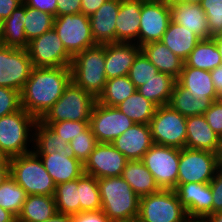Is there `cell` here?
Here are the masks:
<instances>
[{
    "label": "cell",
    "mask_w": 222,
    "mask_h": 222,
    "mask_svg": "<svg viewBox=\"0 0 222 222\" xmlns=\"http://www.w3.org/2000/svg\"><path fill=\"white\" fill-rule=\"evenodd\" d=\"M70 82V67H34L20 92L22 108L39 120L62 96Z\"/></svg>",
    "instance_id": "1"
},
{
    "label": "cell",
    "mask_w": 222,
    "mask_h": 222,
    "mask_svg": "<svg viewBox=\"0 0 222 222\" xmlns=\"http://www.w3.org/2000/svg\"><path fill=\"white\" fill-rule=\"evenodd\" d=\"M102 211L112 222H133L138 217L140 197L121 177L97 179Z\"/></svg>",
    "instance_id": "2"
},
{
    "label": "cell",
    "mask_w": 222,
    "mask_h": 222,
    "mask_svg": "<svg viewBox=\"0 0 222 222\" xmlns=\"http://www.w3.org/2000/svg\"><path fill=\"white\" fill-rule=\"evenodd\" d=\"M71 81L96 99L103 92L105 75V45L96 44L72 58Z\"/></svg>",
    "instance_id": "3"
},
{
    "label": "cell",
    "mask_w": 222,
    "mask_h": 222,
    "mask_svg": "<svg viewBox=\"0 0 222 222\" xmlns=\"http://www.w3.org/2000/svg\"><path fill=\"white\" fill-rule=\"evenodd\" d=\"M36 121L23 108L0 118V148L9 159L33 151Z\"/></svg>",
    "instance_id": "4"
},
{
    "label": "cell",
    "mask_w": 222,
    "mask_h": 222,
    "mask_svg": "<svg viewBox=\"0 0 222 222\" xmlns=\"http://www.w3.org/2000/svg\"><path fill=\"white\" fill-rule=\"evenodd\" d=\"M10 176L27 195L54 196L56 184L34 152L10 158Z\"/></svg>",
    "instance_id": "5"
},
{
    "label": "cell",
    "mask_w": 222,
    "mask_h": 222,
    "mask_svg": "<svg viewBox=\"0 0 222 222\" xmlns=\"http://www.w3.org/2000/svg\"><path fill=\"white\" fill-rule=\"evenodd\" d=\"M97 99L72 81L65 88L57 102L39 119L49 122L90 121L91 111Z\"/></svg>",
    "instance_id": "6"
},
{
    "label": "cell",
    "mask_w": 222,
    "mask_h": 222,
    "mask_svg": "<svg viewBox=\"0 0 222 222\" xmlns=\"http://www.w3.org/2000/svg\"><path fill=\"white\" fill-rule=\"evenodd\" d=\"M137 219L143 222H185L188 216L175 190L160 189L140 198Z\"/></svg>",
    "instance_id": "7"
},
{
    "label": "cell",
    "mask_w": 222,
    "mask_h": 222,
    "mask_svg": "<svg viewBox=\"0 0 222 222\" xmlns=\"http://www.w3.org/2000/svg\"><path fill=\"white\" fill-rule=\"evenodd\" d=\"M186 118L169 105L157 107L149 123L154 144L184 148L187 137Z\"/></svg>",
    "instance_id": "8"
},
{
    "label": "cell",
    "mask_w": 222,
    "mask_h": 222,
    "mask_svg": "<svg viewBox=\"0 0 222 222\" xmlns=\"http://www.w3.org/2000/svg\"><path fill=\"white\" fill-rule=\"evenodd\" d=\"M180 149L153 144L144 154L142 162L152 173L159 189L175 190L178 178Z\"/></svg>",
    "instance_id": "9"
},
{
    "label": "cell",
    "mask_w": 222,
    "mask_h": 222,
    "mask_svg": "<svg viewBox=\"0 0 222 222\" xmlns=\"http://www.w3.org/2000/svg\"><path fill=\"white\" fill-rule=\"evenodd\" d=\"M53 29L72 58L86 48L96 45L89 16L82 13L56 16Z\"/></svg>",
    "instance_id": "10"
},
{
    "label": "cell",
    "mask_w": 222,
    "mask_h": 222,
    "mask_svg": "<svg viewBox=\"0 0 222 222\" xmlns=\"http://www.w3.org/2000/svg\"><path fill=\"white\" fill-rule=\"evenodd\" d=\"M216 171L214 152L187 147L180 149L177 184L210 183Z\"/></svg>",
    "instance_id": "11"
},
{
    "label": "cell",
    "mask_w": 222,
    "mask_h": 222,
    "mask_svg": "<svg viewBox=\"0 0 222 222\" xmlns=\"http://www.w3.org/2000/svg\"><path fill=\"white\" fill-rule=\"evenodd\" d=\"M33 68L27 49L0 44V87L21 92Z\"/></svg>",
    "instance_id": "12"
},
{
    "label": "cell",
    "mask_w": 222,
    "mask_h": 222,
    "mask_svg": "<svg viewBox=\"0 0 222 222\" xmlns=\"http://www.w3.org/2000/svg\"><path fill=\"white\" fill-rule=\"evenodd\" d=\"M135 122L117 107L95 102L90 116L89 126L98 143H111Z\"/></svg>",
    "instance_id": "13"
},
{
    "label": "cell",
    "mask_w": 222,
    "mask_h": 222,
    "mask_svg": "<svg viewBox=\"0 0 222 222\" xmlns=\"http://www.w3.org/2000/svg\"><path fill=\"white\" fill-rule=\"evenodd\" d=\"M26 49L34 67H70L72 62L53 28L30 41Z\"/></svg>",
    "instance_id": "14"
},
{
    "label": "cell",
    "mask_w": 222,
    "mask_h": 222,
    "mask_svg": "<svg viewBox=\"0 0 222 222\" xmlns=\"http://www.w3.org/2000/svg\"><path fill=\"white\" fill-rule=\"evenodd\" d=\"M171 21L170 5L164 0H144L141 5L138 46L160 41Z\"/></svg>",
    "instance_id": "15"
},
{
    "label": "cell",
    "mask_w": 222,
    "mask_h": 222,
    "mask_svg": "<svg viewBox=\"0 0 222 222\" xmlns=\"http://www.w3.org/2000/svg\"><path fill=\"white\" fill-rule=\"evenodd\" d=\"M127 162L111 143H98L84 163V173L96 179L121 176Z\"/></svg>",
    "instance_id": "16"
},
{
    "label": "cell",
    "mask_w": 222,
    "mask_h": 222,
    "mask_svg": "<svg viewBox=\"0 0 222 222\" xmlns=\"http://www.w3.org/2000/svg\"><path fill=\"white\" fill-rule=\"evenodd\" d=\"M175 192L188 218L204 219L212 214V190L209 183L177 184Z\"/></svg>",
    "instance_id": "17"
},
{
    "label": "cell",
    "mask_w": 222,
    "mask_h": 222,
    "mask_svg": "<svg viewBox=\"0 0 222 222\" xmlns=\"http://www.w3.org/2000/svg\"><path fill=\"white\" fill-rule=\"evenodd\" d=\"M37 155L56 185L77 179L84 173V164L75 158L69 143L61 153Z\"/></svg>",
    "instance_id": "18"
},
{
    "label": "cell",
    "mask_w": 222,
    "mask_h": 222,
    "mask_svg": "<svg viewBox=\"0 0 222 222\" xmlns=\"http://www.w3.org/2000/svg\"><path fill=\"white\" fill-rule=\"evenodd\" d=\"M111 144L128 160H142L154 142L149 124L135 123Z\"/></svg>",
    "instance_id": "19"
},
{
    "label": "cell",
    "mask_w": 222,
    "mask_h": 222,
    "mask_svg": "<svg viewBox=\"0 0 222 222\" xmlns=\"http://www.w3.org/2000/svg\"><path fill=\"white\" fill-rule=\"evenodd\" d=\"M121 0H107L89 16L92 37L96 44L116 43V19Z\"/></svg>",
    "instance_id": "20"
},
{
    "label": "cell",
    "mask_w": 222,
    "mask_h": 222,
    "mask_svg": "<svg viewBox=\"0 0 222 222\" xmlns=\"http://www.w3.org/2000/svg\"><path fill=\"white\" fill-rule=\"evenodd\" d=\"M141 47L136 43L105 44V75L110 78L126 76Z\"/></svg>",
    "instance_id": "21"
},
{
    "label": "cell",
    "mask_w": 222,
    "mask_h": 222,
    "mask_svg": "<svg viewBox=\"0 0 222 222\" xmlns=\"http://www.w3.org/2000/svg\"><path fill=\"white\" fill-rule=\"evenodd\" d=\"M144 0H121L116 19V42L138 45L141 5Z\"/></svg>",
    "instance_id": "22"
},
{
    "label": "cell",
    "mask_w": 222,
    "mask_h": 222,
    "mask_svg": "<svg viewBox=\"0 0 222 222\" xmlns=\"http://www.w3.org/2000/svg\"><path fill=\"white\" fill-rule=\"evenodd\" d=\"M171 21L192 31L200 40L209 38L208 21L199 3L170 4Z\"/></svg>",
    "instance_id": "23"
},
{
    "label": "cell",
    "mask_w": 222,
    "mask_h": 222,
    "mask_svg": "<svg viewBox=\"0 0 222 222\" xmlns=\"http://www.w3.org/2000/svg\"><path fill=\"white\" fill-rule=\"evenodd\" d=\"M183 88H186L194 99L217 101V94L210 71L188 67L185 64L176 80Z\"/></svg>",
    "instance_id": "24"
},
{
    "label": "cell",
    "mask_w": 222,
    "mask_h": 222,
    "mask_svg": "<svg viewBox=\"0 0 222 222\" xmlns=\"http://www.w3.org/2000/svg\"><path fill=\"white\" fill-rule=\"evenodd\" d=\"M186 133L185 147L216 152L220 136L212 130L204 115L188 116Z\"/></svg>",
    "instance_id": "25"
},
{
    "label": "cell",
    "mask_w": 222,
    "mask_h": 222,
    "mask_svg": "<svg viewBox=\"0 0 222 222\" xmlns=\"http://www.w3.org/2000/svg\"><path fill=\"white\" fill-rule=\"evenodd\" d=\"M141 47L143 54L159 70L171 77H179L184 61L172 53L161 41L146 43Z\"/></svg>",
    "instance_id": "26"
},
{
    "label": "cell",
    "mask_w": 222,
    "mask_h": 222,
    "mask_svg": "<svg viewBox=\"0 0 222 222\" xmlns=\"http://www.w3.org/2000/svg\"><path fill=\"white\" fill-rule=\"evenodd\" d=\"M160 41L172 53L185 61L200 39L184 26L170 21Z\"/></svg>",
    "instance_id": "27"
},
{
    "label": "cell",
    "mask_w": 222,
    "mask_h": 222,
    "mask_svg": "<svg viewBox=\"0 0 222 222\" xmlns=\"http://www.w3.org/2000/svg\"><path fill=\"white\" fill-rule=\"evenodd\" d=\"M121 177L140 198L160 190L142 160H128Z\"/></svg>",
    "instance_id": "28"
},
{
    "label": "cell",
    "mask_w": 222,
    "mask_h": 222,
    "mask_svg": "<svg viewBox=\"0 0 222 222\" xmlns=\"http://www.w3.org/2000/svg\"><path fill=\"white\" fill-rule=\"evenodd\" d=\"M56 212L54 196L27 195L16 222H44Z\"/></svg>",
    "instance_id": "29"
},
{
    "label": "cell",
    "mask_w": 222,
    "mask_h": 222,
    "mask_svg": "<svg viewBox=\"0 0 222 222\" xmlns=\"http://www.w3.org/2000/svg\"><path fill=\"white\" fill-rule=\"evenodd\" d=\"M24 18L25 4L22 3L4 20L0 38L1 45L14 48H27L29 42L25 35Z\"/></svg>",
    "instance_id": "30"
},
{
    "label": "cell",
    "mask_w": 222,
    "mask_h": 222,
    "mask_svg": "<svg viewBox=\"0 0 222 222\" xmlns=\"http://www.w3.org/2000/svg\"><path fill=\"white\" fill-rule=\"evenodd\" d=\"M184 64L188 67L212 71L222 65L220 52L214 39L200 40L193 51L188 55Z\"/></svg>",
    "instance_id": "31"
},
{
    "label": "cell",
    "mask_w": 222,
    "mask_h": 222,
    "mask_svg": "<svg viewBox=\"0 0 222 222\" xmlns=\"http://www.w3.org/2000/svg\"><path fill=\"white\" fill-rule=\"evenodd\" d=\"M176 79L163 72L157 73L146 84L137 88V91L157 107L168 105Z\"/></svg>",
    "instance_id": "32"
},
{
    "label": "cell",
    "mask_w": 222,
    "mask_h": 222,
    "mask_svg": "<svg viewBox=\"0 0 222 222\" xmlns=\"http://www.w3.org/2000/svg\"><path fill=\"white\" fill-rule=\"evenodd\" d=\"M212 101L194 99L192 94L177 81L174 85L168 105L183 116L204 115Z\"/></svg>",
    "instance_id": "33"
},
{
    "label": "cell",
    "mask_w": 222,
    "mask_h": 222,
    "mask_svg": "<svg viewBox=\"0 0 222 222\" xmlns=\"http://www.w3.org/2000/svg\"><path fill=\"white\" fill-rule=\"evenodd\" d=\"M137 91L128 75L110 78L106 81L103 92L97 102L102 105L116 107Z\"/></svg>",
    "instance_id": "34"
},
{
    "label": "cell",
    "mask_w": 222,
    "mask_h": 222,
    "mask_svg": "<svg viewBox=\"0 0 222 222\" xmlns=\"http://www.w3.org/2000/svg\"><path fill=\"white\" fill-rule=\"evenodd\" d=\"M116 107L137 124H149L157 108L138 91Z\"/></svg>",
    "instance_id": "35"
},
{
    "label": "cell",
    "mask_w": 222,
    "mask_h": 222,
    "mask_svg": "<svg viewBox=\"0 0 222 222\" xmlns=\"http://www.w3.org/2000/svg\"><path fill=\"white\" fill-rule=\"evenodd\" d=\"M68 143L67 140L54 133L49 126L39 120L36 121L33 140V151L36 154L61 153Z\"/></svg>",
    "instance_id": "36"
},
{
    "label": "cell",
    "mask_w": 222,
    "mask_h": 222,
    "mask_svg": "<svg viewBox=\"0 0 222 222\" xmlns=\"http://www.w3.org/2000/svg\"><path fill=\"white\" fill-rule=\"evenodd\" d=\"M54 199L57 212L69 215L80 213L78 178L56 185Z\"/></svg>",
    "instance_id": "37"
},
{
    "label": "cell",
    "mask_w": 222,
    "mask_h": 222,
    "mask_svg": "<svg viewBox=\"0 0 222 222\" xmlns=\"http://www.w3.org/2000/svg\"><path fill=\"white\" fill-rule=\"evenodd\" d=\"M55 16L25 5L24 30L28 42L51 30Z\"/></svg>",
    "instance_id": "38"
},
{
    "label": "cell",
    "mask_w": 222,
    "mask_h": 222,
    "mask_svg": "<svg viewBox=\"0 0 222 222\" xmlns=\"http://www.w3.org/2000/svg\"><path fill=\"white\" fill-rule=\"evenodd\" d=\"M26 197L25 190L10 175L0 185V206L16 218L21 212Z\"/></svg>",
    "instance_id": "39"
},
{
    "label": "cell",
    "mask_w": 222,
    "mask_h": 222,
    "mask_svg": "<svg viewBox=\"0 0 222 222\" xmlns=\"http://www.w3.org/2000/svg\"><path fill=\"white\" fill-rule=\"evenodd\" d=\"M80 212L98 211L102 209L97 179L83 173L78 178Z\"/></svg>",
    "instance_id": "40"
},
{
    "label": "cell",
    "mask_w": 222,
    "mask_h": 222,
    "mask_svg": "<svg viewBox=\"0 0 222 222\" xmlns=\"http://www.w3.org/2000/svg\"><path fill=\"white\" fill-rule=\"evenodd\" d=\"M159 70L149 61V59L140 51L128 73V77L136 88L146 84L153 78Z\"/></svg>",
    "instance_id": "41"
},
{
    "label": "cell",
    "mask_w": 222,
    "mask_h": 222,
    "mask_svg": "<svg viewBox=\"0 0 222 222\" xmlns=\"http://www.w3.org/2000/svg\"><path fill=\"white\" fill-rule=\"evenodd\" d=\"M69 144L74 151L75 158L84 164L98 142L89 126L85 131L73 138Z\"/></svg>",
    "instance_id": "42"
},
{
    "label": "cell",
    "mask_w": 222,
    "mask_h": 222,
    "mask_svg": "<svg viewBox=\"0 0 222 222\" xmlns=\"http://www.w3.org/2000/svg\"><path fill=\"white\" fill-rule=\"evenodd\" d=\"M208 21L209 38L222 34V0H201Z\"/></svg>",
    "instance_id": "43"
},
{
    "label": "cell",
    "mask_w": 222,
    "mask_h": 222,
    "mask_svg": "<svg viewBox=\"0 0 222 222\" xmlns=\"http://www.w3.org/2000/svg\"><path fill=\"white\" fill-rule=\"evenodd\" d=\"M54 133L60 135L62 139L70 142L73 138L79 135V133L85 131L89 127V121H61V122H49L47 124Z\"/></svg>",
    "instance_id": "44"
},
{
    "label": "cell",
    "mask_w": 222,
    "mask_h": 222,
    "mask_svg": "<svg viewBox=\"0 0 222 222\" xmlns=\"http://www.w3.org/2000/svg\"><path fill=\"white\" fill-rule=\"evenodd\" d=\"M22 108L20 92L7 87H0V118Z\"/></svg>",
    "instance_id": "45"
},
{
    "label": "cell",
    "mask_w": 222,
    "mask_h": 222,
    "mask_svg": "<svg viewBox=\"0 0 222 222\" xmlns=\"http://www.w3.org/2000/svg\"><path fill=\"white\" fill-rule=\"evenodd\" d=\"M204 117L212 130L222 137V99L213 101Z\"/></svg>",
    "instance_id": "46"
},
{
    "label": "cell",
    "mask_w": 222,
    "mask_h": 222,
    "mask_svg": "<svg viewBox=\"0 0 222 222\" xmlns=\"http://www.w3.org/2000/svg\"><path fill=\"white\" fill-rule=\"evenodd\" d=\"M209 184L213 196L212 213H217L222 211V171L217 170Z\"/></svg>",
    "instance_id": "47"
},
{
    "label": "cell",
    "mask_w": 222,
    "mask_h": 222,
    "mask_svg": "<svg viewBox=\"0 0 222 222\" xmlns=\"http://www.w3.org/2000/svg\"><path fill=\"white\" fill-rule=\"evenodd\" d=\"M73 222H112L102 210L80 212L72 215Z\"/></svg>",
    "instance_id": "48"
},
{
    "label": "cell",
    "mask_w": 222,
    "mask_h": 222,
    "mask_svg": "<svg viewBox=\"0 0 222 222\" xmlns=\"http://www.w3.org/2000/svg\"><path fill=\"white\" fill-rule=\"evenodd\" d=\"M81 13V0H57L56 16Z\"/></svg>",
    "instance_id": "49"
},
{
    "label": "cell",
    "mask_w": 222,
    "mask_h": 222,
    "mask_svg": "<svg viewBox=\"0 0 222 222\" xmlns=\"http://www.w3.org/2000/svg\"><path fill=\"white\" fill-rule=\"evenodd\" d=\"M23 3L28 7L50 13L56 17L57 0H23Z\"/></svg>",
    "instance_id": "50"
},
{
    "label": "cell",
    "mask_w": 222,
    "mask_h": 222,
    "mask_svg": "<svg viewBox=\"0 0 222 222\" xmlns=\"http://www.w3.org/2000/svg\"><path fill=\"white\" fill-rule=\"evenodd\" d=\"M23 0H0V17L6 20Z\"/></svg>",
    "instance_id": "51"
},
{
    "label": "cell",
    "mask_w": 222,
    "mask_h": 222,
    "mask_svg": "<svg viewBox=\"0 0 222 222\" xmlns=\"http://www.w3.org/2000/svg\"><path fill=\"white\" fill-rule=\"evenodd\" d=\"M107 0H81V13L91 16Z\"/></svg>",
    "instance_id": "52"
},
{
    "label": "cell",
    "mask_w": 222,
    "mask_h": 222,
    "mask_svg": "<svg viewBox=\"0 0 222 222\" xmlns=\"http://www.w3.org/2000/svg\"><path fill=\"white\" fill-rule=\"evenodd\" d=\"M210 75L213 80L214 88L222 99V65L210 71Z\"/></svg>",
    "instance_id": "53"
},
{
    "label": "cell",
    "mask_w": 222,
    "mask_h": 222,
    "mask_svg": "<svg viewBox=\"0 0 222 222\" xmlns=\"http://www.w3.org/2000/svg\"><path fill=\"white\" fill-rule=\"evenodd\" d=\"M44 222H73L72 215L56 212V214Z\"/></svg>",
    "instance_id": "54"
},
{
    "label": "cell",
    "mask_w": 222,
    "mask_h": 222,
    "mask_svg": "<svg viewBox=\"0 0 222 222\" xmlns=\"http://www.w3.org/2000/svg\"><path fill=\"white\" fill-rule=\"evenodd\" d=\"M0 222H16V217L0 206Z\"/></svg>",
    "instance_id": "55"
},
{
    "label": "cell",
    "mask_w": 222,
    "mask_h": 222,
    "mask_svg": "<svg viewBox=\"0 0 222 222\" xmlns=\"http://www.w3.org/2000/svg\"><path fill=\"white\" fill-rule=\"evenodd\" d=\"M215 155L217 170L222 171V137H220Z\"/></svg>",
    "instance_id": "56"
},
{
    "label": "cell",
    "mask_w": 222,
    "mask_h": 222,
    "mask_svg": "<svg viewBox=\"0 0 222 222\" xmlns=\"http://www.w3.org/2000/svg\"><path fill=\"white\" fill-rule=\"evenodd\" d=\"M10 175L9 164H0V185L7 179Z\"/></svg>",
    "instance_id": "57"
},
{
    "label": "cell",
    "mask_w": 222,
    "mask_h": 222,
    "mask_svg": "<svg viewBox=\"0 0 222 222\" xmlns=\"http://www.w3.org/2000/svg\"><path fill=\"white\" fill-rule=\"evenodd\" d=\"M204 220L206 222H222V211L207 215Z\"/></svg>",
    "instance_id": "58"
},
{
    "label": "cell",
    "mask_w": 222,
    "mask_h": 222,
    "mask_svg": "<svg viewBox=\"0 0 222 222\" xmlns=\"http://www.w3.org/2000/svg\"><path fill=\"white\" fill-rule=\"evenodd\" d=\"M216 43V47L220 52L221 59H222V34L216 35L212 37Z\"/></svg>",
    "instance_id": "59"
},
{
    "label": "cell",
    "mask_w": 222,
    "mask_h": 222,
    "mask_svg": "<svg viewBox=\"0 0 222 222\" xmlns=\"http://www.w3.org/2000/svg\"><path fill=\"white\" fill-rule=\"evenodd\" d=\"M169 5L170 4H176V3H200L201 0H164Z\"/></svg>",
    "instance_id": "60"
},
{
    "label": "cell",
    "mask_w": 222,
    "mask_h": 222,
    "mask_svg": "<svg viewBox=\"0 0 222 222\" xmlns=\"http://www.w3.org/2000/svg\"><path fill=\"white\" fill-rule=\"evenodd\" d=\"M10 159L0 148V164H9Z\"/></svg>",
    "instance_id": "61"
},
{
    "label": "cell",
    "mask_w": 222,
    "mask_h": 222,
    "mask_svg": "<svg viewBox=\"0 0 222 222\" xmlns=\"http://www.w3.org/2000/svg\"><path fill=\"white\" fill-rule=\"evenodd\" d=\"M185 222H206L204 219L188 218Z\"/></svg>",
    "instance_id": "62"
},
{
    "label": "cell",
    "mask_w": 222,
    "mask_h": 222,
    "mask_svg": "<svg viewBox=\"0 0 222 222\" xmlns=\"http://www.w3.org/2000/svg\"><path fill=\"white\" fill-rule=\"evenodd\" d=\"M3 25H4V20L0 17V38L2 35V31H3Z\"/></svg>",
    "instance_id": "63"
},
{
    "label": "cell",
    "mask_w": 222,
    "mask_h": 222,
    "mask_svg": "<svg viewBox=\"0 0 222 222\" xmlns=\"http://www.w3.org/2000/svg\"><path fill=\"white\" fill-rule=\"evenodd\" d=\"M133 222H143L141 220H138L137 218Z\"/></svg>",
    "instance_id": "64"
}]
</instances>
